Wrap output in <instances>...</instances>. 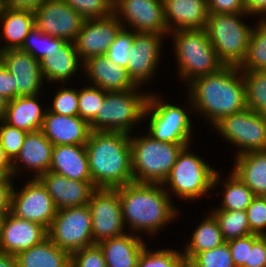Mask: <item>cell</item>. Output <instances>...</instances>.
Here are the masks:
<instances>
[{
	"label": "cell",
	"mask_w": 266,
	"mask_h": 267,
	"mask_svg": "<svg viewBox=\"0 0 266 267\" xmlns=\"http://www.w3.org/2000/svg\"><path fill=\"white\" fill-rule=\"evenodd\" d=\"M239 74V67L223 66L215 73L191 81L188 93L192 110L203 113L212 125L225 116L244 110L245 83L242 74Z\"/></svg>",
	"instance_id": "1"
},
{
	"label": "cell",
	"mask_w": 266,
	"mask_h": 267,
	"mask_svg": "<svg viewBox=\"0 0 266 267\" xmlns=\"http://www.w3.org/2000/svg\"><path fill=\"white\" fill-rule=\"evenodd\" d=\"M130 134L92 131L85 145L95 188L116 189L134 182Z\"/></svg>",
	"instance_id": "2"
},
{
	"label": "cell",
	"mask_w": 266,
	"mask_h": 267,
	"mask_svg": "<svg viewBox=\"0 0 266 267\" xmlns=\"http://www.w3.org/2000/svg\"><path fill=\"white\" fill-rule=\"evenodd\" d=\"M119 192L124 223L135 231L155 234L177 217L169 189L163 184L128 183L116 188Z\"/></svg>",
	"instance_id": "3"
},
{
	"label": "cell",
	"mask_w": 266,
	"mask_h": 267,
	"mask_svg": "<svg viewBox=\"0 0 266 267\" xmlns=\"http://www.w3.org/2000/svg\"><path fill=\"white\" fill-rule=\"evenodd\" d=\"M131 158L134 182L163 184L178 154L190 143H169L145 137H131Z\"/></svg>",
	"instance_id": "4"
},
{
	"label": "cell",
	"mask_w": 266,
	"mask_h": 267,
	"mask_svg": "<svg viewBox=\"0 0 266 267\" xmlns=\"http://www.w3.org/2000/svg\"><path fill=\"white\" fill-rule=\"evenodd\" d=\"M171 33L179 72L186 82L215 73L224 66L205 29L177 30Z\"/></svg>",
	"instance_id": "5"
},
{
	"label": "cell",
	"mask_w": 266,
	"mask_h": 267,
	"mask_svg": "<svg viewBox=\"0 0 266 267\" xmlns=\"http://www.w3.org/2000/svg\"><path fill=\"white\" fill-rule=\"evenodd\" d=\"M246 14H208L204 29L224 66L239 67L245 59L253 28L241 21Z\"/></svg>",
	"instance_id": "6"
},
{
	"label": "cell",
	"mask_w": 266,
	"mask_h": 267,
	"mask_svg": "<svg viewBox=\"0 0 266 267\" xmlns=\"http://www.w3.org/2000/svg\"><path fill=\"white\" fill-rule=\"evenodd\" d=\"M189 146L184 147L178 154L176 163L163 183V186L168 184L173 194L184 200H194L206 195L210 189L217 186L221 178L218 171L190 152Z\"/></svg>",
	"instance_id": "7"
},
{
	"label": "cell",
	"mask_w": 266,
	"mask_h": 267,
	"mask_svg": "<svg viewBox=\"0 0 266 267\" xmlns=\"http://www.w3.org/2000/svg\"><path fill=\"white\" fill-rule=\"evenodd\" d=\"M137 89L107 92L96 113V131L125 132L144 118L149 94Z\"/></svg>",
	"instance_id": "8"
},
{
	"label": "cell",
	"mask_w": 266,
	"mask_h": 267,
	"mask_svg": "<svg viewBox=\"0 0 266 267\" xmlns=\"http://www.w3.org/2000/svg\"><path fill=\"white\" fill-rule=\"evenodd\" d=\"M48 238L70 254L94 244L88 205L57 210L47 230Z\"/></svg>",
	"instance_id": "9"
},
{
	"label": "cell",
	"mask_w": 266,
	"mask_h": 267,
	"mask_svg": "<svg viewBox=\"0 0 266 267\" xmlns=\"http://www.w3.org/2000/svg\"><path fill=\"white\" fill-rule=\"evenodd\" d=\"M185 111L179 106L166 104L155 94H150L144 113V119L147 115L150 116L148 135L162 142L190 143L193 125Z\"/></svg>",
	"instance_id": "10"
},
{
	"label": "cell",
	"mask_w": 266,
	"mask_h": 267,
	"mask_svg": "<svg viewBox=\"0 0 266 267\" xmlns=\"http://www.w3.org/2000/svg\"><path fill=\"white\" fill-rule=\"evenodd\" d=\"M213 126L228 142L241 149L236 156L266 150V116L249 108L225 116Z\"/></svg>",
	"instance_id": "11"
},
{
	"label": "cell",
	"mask_w": 266,
	"mask_h": 267,
	"mask_svg": "<svg viewBox=\"0 0 266 267\" xmlns=\"http://www.w3.org/2000/svg\"><path fill=\"white\" fill-rule=\"evenodd\" d=\"M88 206L91 211L94 244L126 233L117 189L96 188Z\"/></svg>",
	"instance_id": "12"
},
{
	"label": "cell",
	"mask_w": 266,
	"mask_h": 267,
	"mask_svg": "<svg viewBox=\"0 0 266 267\" xmlns=\"http://www.w3.org/2000/svg\"><path fill=\"white\" fill-rule=\"evenodd\" d=\"M11 213L18 218L40 224L48 230L57 208L42 182L38 178H32L18 193L13 187Z\"/></svg>",
	"instance_id": "13"
},
{
	"label": "cell",
	"mask_w": 266,
	"mask_h": 267,
	"mask_svg": "<svg viewBox=\"0 0 266 267\" xmlns=\"http://www.w3.org/2000/svg\"><path fill=\"white\" fill-rule=\"evenodd\" d=\"M35 27L52 37L74 42L84 18L63 0H45L35 11Z\"/></svg>",
	"instance_id": "14"
},
{
	"label": "cell",
	"mask_w": 266,
	"mask_h": 267,
	"mask_svg": "<svg viewBox=\"0 0 266 267\" xmlns=\"http://www.w3.org/2000/svg\"><path fill=\"white\" fill-rule=\"evenodd\" d=\"M122 28L126 26L114 13L105 18L84 20L74 41L82 63L93 56L104 55Z\"/></svg>",
	"instance_id": "15"
},
{
	"label": "cell",
	"mask_w": 266,
	"mask_h": 267,
	"mask_svg": "<svg viewBox=\"0 0 266 267\" xmlns=\"http://www.w3.org/2000/svg\"><path fill=\"white\" fill-rule=\"evenodd\" d=\"M114 14L122 24L129 22L134 32L169 34L163 0H117Z\"/></svg>",
	"instance_id": "16"
},
{
	"label": "cell",
	"mask_w": 266,
	"mask_h": 267,
	"mask_svg": "<svg viewBox=\"0 0 266 267\" xmlns=\"http://www.w3.org/2000/svg\"><path fill=\"white\" fill-rule=\"evenodd\" d=\"M163 35L158 33L134 32L130 48L127 71L133 82L140 86L154 75L160 59Z\"/></svg>",
	"instance_id": "17"
},
{
	"label": "cell",
	"mask_w": 266,
	"mask_h": 267,
	"mask_svg": "<svg viewBox=\"0 0 266 267\" xmlns=\"http://www.w3.org/2000/svg\"><path fill=\"white\" fill-rule=\"evenodd\" d=\"M0 61L14 75L17 97L38 95L44 80L40 61L20 49L0 51Z\"/></svg>",
	"instance_id": "18"
},
{
	"label": "cell",
	"mask_w": 266,
	"mask_h": 267,
	"mask_svg": "<svg viewBox=\"0 0 266 267\" xmlns=\"http://www.w3.org/2000/svg\"><path fill=\"white\" fill-rule=\"evenodd\" d=\"M48 237L40 224L21 219L11 212L4 216L0 233V252L17 255Z\"/></svg>",
	"instance_id": "19"
},
{
	"label": "cell",
	"mask_w": 266,
	"mask_h": 267,
	"mask_svg": "<svg viewBox=\"0 0 266 267\" xmlns=\"http://www.w3.org/2000/svg\"><path fill=\"white\" fill-rule=\"evenodd\" d=\"M46 187L57 210L88 205L96 189L92 181H78L48 171L38 178Z\"/></svg>",
	"instance_id": "20"
},
{
	"label": "cell",
	"mask_w": 266,
	"mask_h": 267,
	"mask_svg": "<svg viewBox=\"0 0 266 267\" xmlns=\"http://www.w3.org/2000/svg\"><path fill=\"white\" fill-rule=\"evenodd\" d=\"M41 131L53 145H86L92 132L90 124L78 115H61L48 108Z\"/></svg>",
	"instance_id": "21"
},
{
	"label": "cell",
	"mask_w": 266,
	"mask_h": 267,
	"mask_svg": "<svg viewBox=\"0 0 266 267\" xmlns=\"http://www.w3.org/2000/svg\"><path fill=\"white\" fill-rule=\"evenodd\" d=\"M82 67L93 86L105 91H127L139 87L130 78L125 67L113 63L104 55L87 59L82 63Z\"/></svg>",
	"instance_id": "22"
},
{
	"label": "cell",
	"mask_w": 266,
	"mask_h": 267,
	"mask_svg": "<svg viewBox=\"0 0 266 267\" xmlns=\"http://www.w3.org/2000/svg\"><path fill=\"white\" fill-rule=\"evenodd\" d=\"M163 3L169 33L205 28L208 19L207 0H163Z\"/></svg>",
	"instance_id": "23"
},
{
	"label": "cell",
	"mask_w": 266,
	"mask_h": 267,
	"mask_svg": "<svg viewBox=\"0 0 266 267\" xmlns=\"http://www.w3.org/2000/svg\"><path fill=\"white\" fill-rule=\"evenodd\" d=\"M52 142L42 133L41 130L27 132L22 148L16 158L12 161V176L17 174V161L24 164V168L34 170L39 178L49 171L52 161Z\"/></svg>",
	"instance_id": "24"
},
{
	"label": "cell",
	"mask_w": 266,
	"mask_h": 267,
	"mask_svg": "<svg viewBox=\"0 0 266 267\" xmlns=\"http://www.w3.org/2000/svg\"><path fill=\"white\" fill-rule=\"evenodd\" d=\"M50 172L78 181H92L85 145H54Z\"/></svg>",
	"instance_id": "25"
},
{
	"label": "cell",
	"mask_w": 266,
	"mask_h": 267,
	"mask_svg": "<svg viewBox=\"0 0 266 267\" xmlns=\"http://www.w3.org/2000/svg\"><path fill=\"white\" fill-rule=\"evenodd\" d=\"M135 235L125 233L99 243L107 267H137L138 258L146 245Z\"/></svg>",
	"instance_id": "26"
},
{
	"label": "cell",
	"mask_w": 266,
	"mask_h": 267,
	"mask_svg": "<svg viewBox=\"0 0 266 267\" xmlns=\"http://www.w3.org/2000/svg\"><path fill=\"white\" fill-rule=\"evenodd\" d=\"M37 97L25 96L9 100L2 120L25 132L41 130L47 110L42 111Z\"/></svg>",
	"instance_id": "27"
},
{
	"label": "cell",
	"mask_w": 266,
	"mask_h": 267,
	"mask_svg": "<svg viewBox=\"0 0 266 267\" xmlns=\"http://www.w3.org/2000/svg\"><path fill=\"white\" fill-rule=\"evenodd\" d=\"M233 173L253 191L255 196L266 197V150L237 156Z\"/></svg>",
	"instance_id": "28"
},
{
	"label": "cell",
	"mask_w": 266,
	"mask_h": 267,
	"mask_svg": "<svg viewBox=\"0 0 266 267\" xmlns=\"http://www.w3.org/2000/svg\"><path fill=\"white\" fill-rule=\"evenodd\" d=\"M80 61L74 42L66 41L50 57L40 60V69L44 80L65 82L78 70Z\"/></svg>",
	"instance_id": "29"
},
{
	"label": "cell",
	"mask_w": 266,
	"mask_h": 267,
	"mask_svg": "<svg viewBox=\"0 0 266 267\" xmlns=\"http://www.w3.org/2000/svg\"><path fill=\"white\" fill-rule=\"evenodd\" d=\"M19 267H70L71 254L48 237L16 255Z\"/></svg>",
	"instance_id": "30"
},
{
	"label": "cell",
	"mask_w": 266,
	"mask_h": 267,
	"mask_svg": "<svg viewBox=\"0 0 266 267\" xmlns=\"http://www.w3.org/2000/svg\"><path fill=\"white\" fill-rule=\"evenodd\" d=\"M2 21V39L7 44L0 51L20 49L28 33L35 27L34 11L13 10L4 7L0 17Z\"/></svg>",
	"instance_id": "31"
},
{
	"label": "cell",
	"mask_w": 266,
	"mask_h": 267,
	"mask_svg": "<svg viewBox=\"0 0 266 267\" xmlns=\"http://www.w3.org/2000/svg\"><path fill=\"white\" fill-rule=\"evenodd\" d=\"M224 242L218 221L211 213L195 229L191 241L184 249L183 258L191 260L196 254L214 249Z\"/></svg>",
	"instance_id": "32"
},
{
	"label": "cell",
	"mask_w": 266,
	"mask_h": 267,
	"mask_svg": "<svg viewBox=\"0 0 266 267\" xmlns=\"http://www.w3.org/2000/svg\"><path fill=\"white\" fill-rule=\"evenodd\" d=\"M252 28L245 59L239 66L241 71L266 70V18Z\"/></svg>",
	"instance_id": "33"
},
{
	"label": "cell",
	"mask_w": 266,
	"mask_h": 267,
	"mask_svg": "<svg viewBox=\"0 0 266 267\" xmlns=\"http://www.w3.org/2000/svg\"><path fill=\"white\" fill-rule=\"evenodd\" d=\"M241 72L245 83L246 108L266 116V70Z\"/></svg>",
	"instance_id": "34"
},
{
	"label": "cell",
	"mask_w": 266,
	"mask_h": 267,
	"mask_svg": "<svg viewBox=\"0 0 266 267\" xmlns=\"http://www.w3.org/2000/svg\"><path fill=\"white\" fill-rule=\"evenodd\" d=\"M225 190L221 206L215 210H242L246 211L255 197L253 191L242 182L233 172L229 175V180L226 179L224 184Z\"/></svg>",
	"instance_id": "35"
},
{
	"label": "cell",
	"mask_w": 266,
	"mask_h": 267,
	"mask_svg": "<svg viewBox=\"0 0 266 267\" xmlns=\"http://www.w3.org/2000/svg\"><path fill=\"white\" fill-rule=\"evenodd\" d=\"M225 242L253 234L250 231L247 213L242 210H214Z\"/></svg>",
	"instance_id": "36"
},
{
	"label": "cell",
	"mask_w": 266,
	"mask_h": 267,
	"mask_svg": "<svg viewBox=\"0 0 266 267\" xmlns=\"http://www.w3.org/2000/svg\"><path fill=\"white\" fill-rule=\"evenodd\" d=\"M66 42L65 39L52 37L34 27L25 38L20 50L28 52L36 60L50 57L59 47Z\"/></svg>",
	"instance_id": "37"
},
{
	"label": "cell",
	"mask_w": 266,
	"mask_h": 267,
	"mask_svg": "<svg viewBox=\"0 0 266 267\" xmlns=\"http://www.w3.org/2000/svg\"><path fill=\"white\" fill-rule=\"evenodd\" d=\"M107 92L97 86L78 90V116L90 124L92 131H96V113Z\"/></svg>",
	"instance_id": "38"
},
{
	"label": "cell",
	"mask_w": 266,
	"mask_h": 267,
	"mask_svg": "<svg viewBox=\"0 0 266 267\" xmlns=\"http://www.w3.org/2000/svg\"><path fill=\"white\" fill-rule=\"evenodd\" d=\"M85 20L105 18L114 13L112 0H63Z\"/></svg>",
	"instance_id": "39"
},
{
	"label": "cell",
	"mask_w": 266,
	"mask_h": 267,
	"mask_svg": "<svg viewBox=\"0 0 266 267\" xmlns=\"http://www.w3.org/2000/svg\"><path fill=\"white\" fill-rule=\"evenodd\" d=\"M191 261L195 267H235L227 242L196 254Z\"/></svg>",
	"instance_id": "40"
},
{
	"label": "cell",
	"mask_w": 266,
	"mask_h": 267,
	"mask_svg": "<svg viewBox=\"0 0 266 267\" xmlns=\"http://www.w3.org/2000/svg\"><path fill=\"white\" fill-rule=\"evenodd\" d=\"M183 258V253L176 250L162 249L155 252L145 246L140 254L137 267H175Z\"/></svg>",
	"instance_id": "41"
},
{
	"label": "cell",
	"mask_w": 266,
	"mask_h": 267,
	"mask_svg": "<svg viewBox=\"0 0 266 267\" xmlns=\"http://www.w3.org/2000/svg\"><path fill=\"white\" fill-rule=\"evenodd\" d=\"M133 39L134 31L122 28L104 56L113 63L127 68L129 54L131 53L130 48L133 46Z\"/></svg>",
	"instance_id": "42"
},
{
	"label": "cell",
	"mask_w": 266,
	"mask_h": 267,
	"mask_svg": "<svg viewBox=\"0 0 266 267\" xmlns=\"http://www.w3.org/2000/svg\"><path fill=\"white\" fill-rule=\"evenodd\" d=\"M0 126V142L6 155L13 161L19 154L27 132L5 123Z\"/></svg>",
	"instance_id": "43"
},
{
	"label": "cell",
	"mask_w": 266,
	"mask_h": 267,
	"mask_svg": "<svg viewBox=\"0 0 266 267\" xmlns=\"http://www.w3.org/2000/svg\"><path fill=\"white\" fill-rule=\"evenodd\" d=\"M250 231L253 234L266 236V197L255 196L246 209Z\"/></svg>",
	"instance_id": "44"
},
{
	"label": "cell",
	"mask_w": 266,
	"mask_h": 267,
	"mask_svg": "<svg viewBox=\"0 0 266 267\" xmlns=\"http://www.w3.org/2000/svg\"><path fill=\"white\" fill-rule=\"evenodd\" d=\"M70 267H107L103 250L93 244L72 253Z\"/></svg>",
	"instance_id": "45"
},
{
	"label": "cell",
	"mask_w": 266,
	"mask_h": 267,
	"mask_svg": "<svg viewBox=\"0 0 266 267\" xmlns=\"http://www.w3.org/2000/svg\"><path fill=\"white\" fill-rule=\"evenodd\" d=\"M53 104L50 112L66 115L77 116L78 115V91L72 88H61L53 99Z\"/></svg>",
	"instance_id": "46"
},
{
	"label": "cell",
	"mask_w": 266,
	"mask_h": 267,
	"mask_svg": "<svg viewBox=\"0 0 266 267\" xmlns=\"http://www.w3.org/2000/svg\"><path fill=\"white\" fill-rule=\"evenodd\" d=\"M260 236L258 234H251L227 241L235 267H245V262H248L249 247H252L253 243Z\"/></svg>",
	"instance_id": "47"
},
{
	"label": "cell",
	"mask_w": 266,
	"mask_h": 267,
	"mask_svg": "<svg viewBox=\"0 0 266 267\" xmlns=\"http://www.w3.org/2000/svg\"><path fill=\"white\" fill-rule=\"evenodd\" d=\"M208 14L246 13L244 0H207Z\"/></svg>",
	"instance_id": "48"
},
{
	"label": "cell",
	"mask_w": 266,
	"mask_h": 267,
	"mask_svg": "<svg viewBox=\"0 0 266 267\" xmlns=\"http://www.w3.org/2000/svg\"><path fill=\"white\" fill-rule=\"evenodd\" d=\"M245 267H266V236H260L249 247L248 262Z\"/></svg>",
	"instance_id": "49"
},
{
	"label": "cell",
	"mask_w": 266,
	"mask_h": 267,
	"mask_svg": "<svg viewBox=\"0 0 266 267\" xmlns=\"http://www.w3.org/2000/svg\"><path fill=\"white\" fill-rule=\"evenodd\" d=\"M12 175L0 176V213L4 216L11 212V195L13 190Z\"/></svg>",
	"instance_id": "50"
},
{
	"label": "cell",
	"mask_w": 266,
	"mask_h": 267,
	"mask_svg": "<svg viewBox=\"0 0 266 267\" xmlns=\"http://www.w3.org/2000/svg\"><path fill=\"white\" fill-rule=\"evenodd\" d=\"M0 94L4 95L8 100L17 97V88L12 75L4 64L0 61Z\"/></svg>",
	"instance_id": "51"
},
{
	"label": "cell",
	"mask_w": 266,
	"mask_h": 267,
	"mask_svg": "<svg viewBox=\"0 0 266 267\" xmlns=\"http://www.w3.org/2000/svg\"><path fill=\"white\" fill-rule=\"evenodd\" d=\"M4 7L13 10L35 11L45 0H3Z\"/></svg>",
	"instance_id": "52"
},
{
	"label": "cell",
	"mask_w": 266,
	"mask_h": 267,
	"mask_svg": "<svg viewBox=\"0 0 266 267\" xmlns=\"http://www.w3.org/2000/svg\"><path fill=\"white\" fill-rule=\"evenodd\" d=\"M247 16L265 14L266 16V0H244Z\"/></svg>",
	"instance_id": "53"
},
{
	"label": "cell",
	"mask_w": 266,
	"mask_h": 267,
	"mask_svg": "<svg viewBox=\"0 0 266 267\" xmlns=\"http://www.w3.org/2000/svg\"><path fill=\"white\" fill-rule=\"evenodd\" d=\"M0 173L2 175H12V161L6 155L0 142Z\"/></svg>",
	"instance_id": "54"
},
{
	"label": "cell",
	"mask_w": 266,
	"mask_h": 267,
	"mask_svg": "<svg viewBox=\"0 0 266 267\" xmlns=\"http://www.w3.org/2000/svg\"><path fill=\"white\" fill-rule=\"evenodd\" d=\"M0 267H19L16 255L0 252Z\"/></svg>",
	"instance_id": "55"
},
{
	"label": "cell",
	"mask_w": 266,
	"mask_h": 267,
	"mask_svg": "<svg viewBox=\"0 0 266 267\" xmlns=\"http://www.w3.org/2000/svg\"><path fill=\"white\" fill-rule=\"evenodd\" d=\"M8 101L9 100L4 95L0 94V120L5 114L6 108L8 106Z\"/></svg>",
	"instance_id": "56"
},
{
	"label": "cell",
	"mask_w": 266,
	"mask_h": 267,
	"mask_svg": "<svg viewBox=\"0 0 266 267\" xmlns=\"http://www.w3.org/2000/svg\"><path fill=\"white\" fill-rule=\"evenodd\" d=\"M175 267H195V265L191 260L182 258Z\"/></svg>",
	"instance_id": "57"
},
{
	"label": "cell",
	"mask_w": 266,
	"mask_h": 267,
	"mask_svg": "<svg viewBox=\"0 0 266 267\" xmlns=\"http://www.w3.org/2000/svg\"><path fill=\"white\" fill-rule=\"evenodd\" d=\"M3 9H4V1L0 0V17L2 15Z\"/></svg>",
	"instance_id": "58"
},
{
	"label": "cell",
	"mask_w": 266,
	"mask_h": 267,
	"mask_svg": "<svg viewBox=\"0 0 266 267\" xmlns=\"http://www.w3.org/2000/svg\"><path fill=\"white\" fill-rule=\"evenodd\" d=\"M3 219H4V215L0 213V233H1V226H2Z\"/></svg>",
	"instance_id": "59"
}]
</instances>
